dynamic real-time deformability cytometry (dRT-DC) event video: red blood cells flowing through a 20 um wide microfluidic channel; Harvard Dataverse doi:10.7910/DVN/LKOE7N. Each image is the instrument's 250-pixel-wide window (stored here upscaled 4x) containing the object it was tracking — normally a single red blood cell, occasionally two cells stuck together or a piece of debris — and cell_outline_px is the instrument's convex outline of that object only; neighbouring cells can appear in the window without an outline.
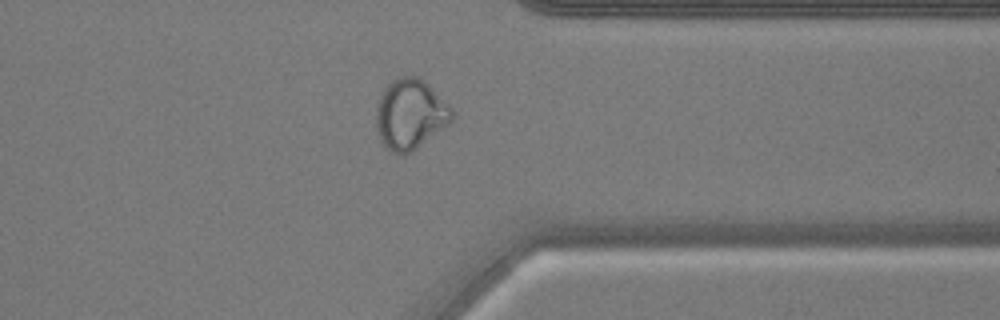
{"species": "common noctule bat (a hibernating species)", "species_latin": "Nyctalus noctula", "temperature_condition": "warm", "stored_images_in_passage": 41, "camera_frame_rate_fps": 3000, "um_per_image_px": 0.085, "animal": {"sex": "male", "body_mass_g": 17.9, "forearm_length_mm": 54.2}, "frame": {"image": 1, "passage_image": 30, "time_ms": 9.667, "image_size_px": [1000, 320], "cell_outline_px": [[456, 116], [452, 120], [412, 152], [404, 156], [392, 152], [380, 140], [376, 128], [376, 108], [380, 96], [384, 88], [396, 76], [420, 76], [456, 112]], "centroid_in_image_um": [34.86, 9.7], "position_along_channel_um": 376.5, "area_um2": 31.15}}